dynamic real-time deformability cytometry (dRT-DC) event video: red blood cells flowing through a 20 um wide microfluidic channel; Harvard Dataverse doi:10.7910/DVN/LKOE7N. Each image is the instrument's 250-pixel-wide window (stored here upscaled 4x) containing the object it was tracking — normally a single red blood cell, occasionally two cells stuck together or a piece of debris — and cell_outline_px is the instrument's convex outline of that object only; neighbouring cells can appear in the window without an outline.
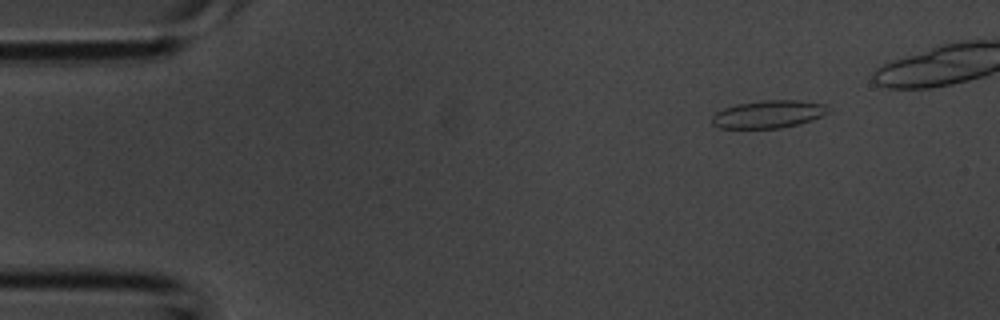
{"species": "common noctule bat (a hibernating species)", "species_latin": "Nyctalus noctula", "temperature_condition": "room temperature", "stored_images_in_passage": 5, "camera_frame_rate_fps": 3000, "um_per_image_px": 0.085, "animal": {"sex": "male", "body_mass_g": 20.1, "forearm_length_mm": 53.5}, "frame": {"image": 1, "passage_image": 2, "time_ms": 0.333, "image_size_px": [1000, 320], "cell_outline_px": [[832, 108], [824, 116], [800, 124], [780, 128], [720, 128], [712, 124], [712, 116], [716, 112], [724, 108], [736, 104], [764, 100], [800, 100], [824, 104]], "centroid_in_image_um": [65.36, 9.7], "position_along_channel_um": 19.6, "area_um2": 18.96}}